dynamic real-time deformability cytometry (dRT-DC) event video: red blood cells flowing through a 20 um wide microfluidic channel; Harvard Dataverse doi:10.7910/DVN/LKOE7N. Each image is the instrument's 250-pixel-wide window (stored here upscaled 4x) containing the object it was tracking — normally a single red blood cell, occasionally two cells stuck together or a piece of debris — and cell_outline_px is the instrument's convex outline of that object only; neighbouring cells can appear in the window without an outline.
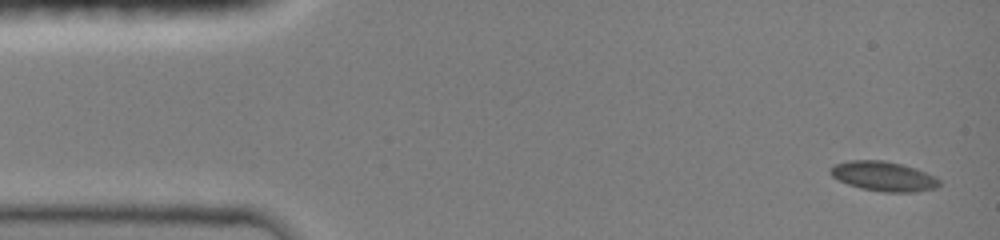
{"species": "common noctule bat (a hibernating species)", "species_latin": "Nyctalus noctula", "temperature_condition": "room temperature", "stored_images_in_passage": 8, "camera_frame_rate_fps": 3000, "um_per_image_px": 0.085, "animal": {"sex": "female", "body_mass_g": 19.0, "forearm_length_mm": 51.5}, "frame": {"image": 1, "passage_image": 1, "time_ms": 0.0, "image_size_px": [1000, 240], "cell_outline_px": [[940, 184], [936, 188], [912, 192], [884, 192], [860, 188], [848, 184], [832, 176], [832, 168], [836, 164], [852, 160], [884, 160], [900, 164], [924, 172], [940, 180]], "centroid_in_image_um": [75.11, 14.99], "position_along_channel_um": 9.9, "area_um2": 18.32}}
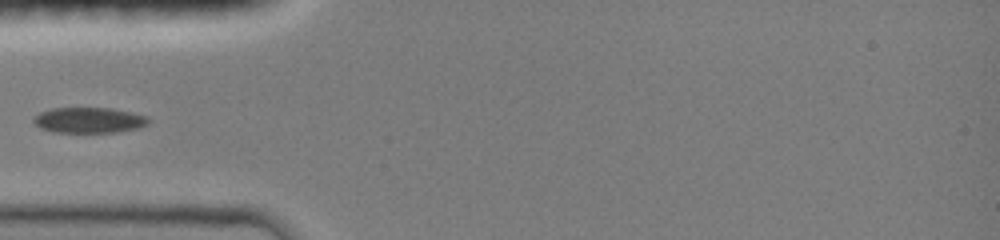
{"frame": {"image": 2, "passage_image": 5, "time_ms": 4.333, "image_size_px": [1000, 240], "cell_outline_px": [[148, 124], [136, 128], [116, 132], [52, 132], [40, 128], [32, 120], [40, 112], [52, 108], [112, 108], [148, 116]], "centroid_in_image_um": [7.55, 10.21], "position_along_channel_um": 77.5, "area_um2": 16.99}}
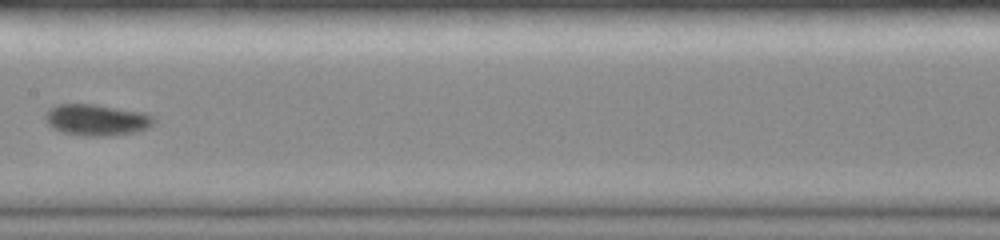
{"frame": {"image": 3, "passage_image": 8, "time_ms": 7.333, "image_size_px": [1000, 240], "cell_outline_px": [[156, 124], [148, 128], [136, 132], [108, 136], [84, 136], [64, 132], [52, 128], [44, 120], [44, 116], [48, 108], [56, 104], [96, 104], [144, 112], [152, 116], [156, 120]], "centroid_in_image_um": [8.22, 10.18], "position_along_channel_um": 199.2, "area_um2": 20.17}}